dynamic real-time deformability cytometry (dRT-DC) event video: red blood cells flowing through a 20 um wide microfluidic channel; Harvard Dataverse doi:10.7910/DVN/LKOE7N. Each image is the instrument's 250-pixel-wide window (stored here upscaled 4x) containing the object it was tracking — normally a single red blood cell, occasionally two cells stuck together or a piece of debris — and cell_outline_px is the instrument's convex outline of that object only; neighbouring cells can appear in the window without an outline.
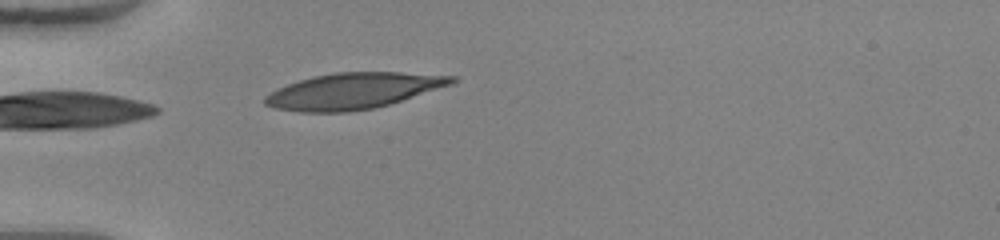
{"species": "human", "species_latin": "Homo sapiens", "temperature_condition": "warm", "stored_images_in_passage": 36, "camera_frame_rate_fps": 3000, "um_per_image_px": 0.085, "donor": {"sex": "female"}, "frame": {"image": 1, "passage_image": 1, "time_ms": 0.0, "image_size_px": [1000, 240], "cell_outline_px": [[460, 80], [452, 84], [388, 104], [372, 108], [348, 112], [300, 112], [276, 108], [264, 104], [264, 96], [288, 84], [312, 76], [336, 72], [400, 72], [456, 76]], "centroid_in_image_um": [30.04, 7.72], "position_along_channel_um": 55.0, "area_um2": 38.84}}
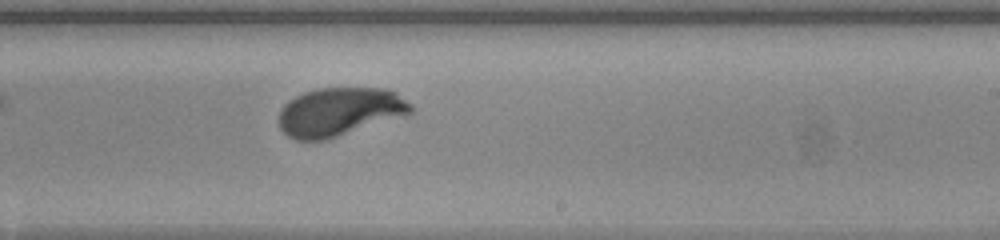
{"frame": {"image": 2, "passage_image": 17, "time_ms": 5.333, "image_size_px": [1000, 240], "cell_outline_px": [[412, 112], [328, 140], [296, 140], [288, 136], [280, 128], [280, 112], [284, 104], [288, 100], [304, 92], [316, 88], [384, 88], [396, 92], [412, 104]], "centroid_in_image_um": [28.84, 9.49], "position_along_channel_um": 260.2, "area_um2": 37.11}}
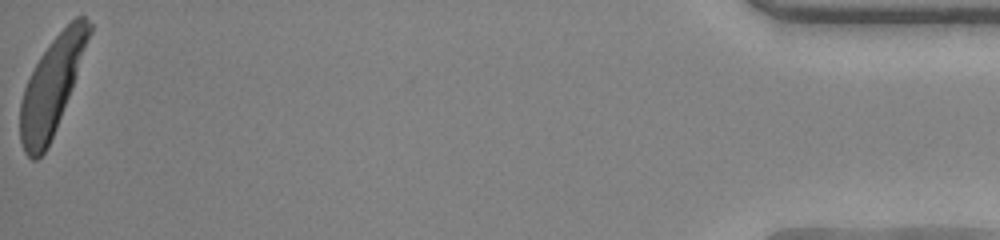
{"frame": {"image": 3, "passage_image": 36, "time_ms": 11.667, "image_size_px": [1000, 240], "cell_outline_px": [[92, 32], [72, 88], [48, 148], [36, 160], [32, 160], [24, 152], [20, 140], [20, 100], [24, 88], [40, 56], [48, 44], [76, 16], [84, 16], [92, 24]], "centroid_in_image_um": [4.4, 7.33], "position_along_channel_um": 430.8, "area_um2": 38.26}, "authors_computed_cell_mechanics": {"area_um2": 38.0613, "velocity_mm_per_s": 4.0955, "shape_relaxation_time_tau1_ms": 2.6478, "shape_relaxation_time_tau2_ms": null, "deformation_change_tau1": 0.2243, "deformation_change_tau2": null}}